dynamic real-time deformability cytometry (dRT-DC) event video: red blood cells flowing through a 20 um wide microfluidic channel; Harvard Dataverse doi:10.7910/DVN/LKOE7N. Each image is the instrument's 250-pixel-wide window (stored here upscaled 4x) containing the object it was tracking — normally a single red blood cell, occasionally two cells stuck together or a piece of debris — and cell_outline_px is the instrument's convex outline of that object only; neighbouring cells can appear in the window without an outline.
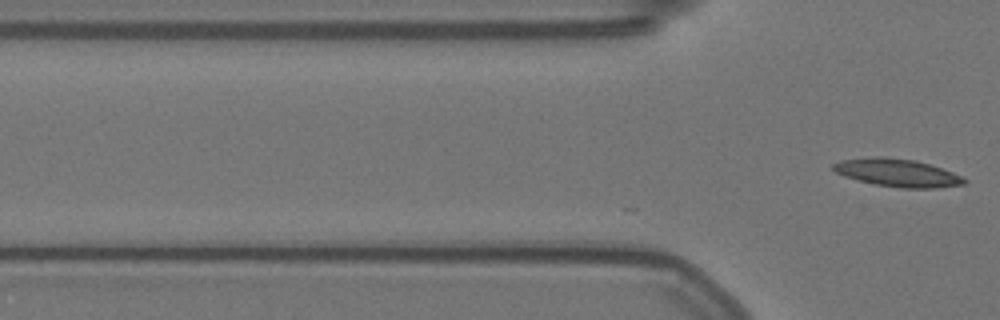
{"species": "Egyptian fruit bat (a non-hibernating species)", "species_latin": "Rousettus aegyptiacus", "temperature_condition": "warm", "stored_images_in_passage": 3, "camera_frame_rate_fps": 3000, "um_per_image_px": 0.085, "animal": {"sex": "female"}, "frame": {"image": 1, "passage_image": 3, "time_ms": 0.667, "image_size_px": [1000, 320], "cell_outline_px": [[968, 180], [964, 184], [936, 188], [900, 188], [876, 184], [844, 176], [836, 172], [832, 168], [832, 164], [840, 160], [872, 156], [880, 156], [912, 160], [928, 164], [952, 172]], "centroid_in_image_um": [76.25, 14.68], "position_along_channel_um": 49.6, "area_um2": 20.98}}